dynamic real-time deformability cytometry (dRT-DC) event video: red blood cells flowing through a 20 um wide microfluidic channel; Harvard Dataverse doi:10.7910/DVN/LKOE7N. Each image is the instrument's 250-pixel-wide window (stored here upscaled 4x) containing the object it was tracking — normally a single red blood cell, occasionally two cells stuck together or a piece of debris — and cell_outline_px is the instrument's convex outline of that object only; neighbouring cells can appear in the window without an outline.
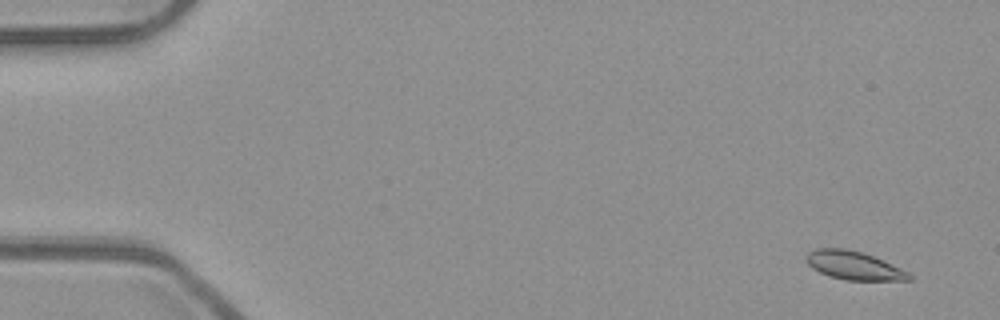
{"species": "common noctule bat (a hibernating species)", "species_latin": "Nyctalus noctula", "temperature_condition": "room temperature", "stored_images_in_passage": 54, "camera_frame_rate_fps": 3000, "um_per_image_px": 0.085, "animal": {"sex": "male", "body_mass_g": 23.1, "forearm_length_mm": 52.7}, "frame": {"image": 1, "passage_image": 4, "time_ms": 1.0, "image_size_px": [1000, 320], "cell_outline_px": [[916, 280], [844, 280], [828, 276], [812, 268], [804, 260], [804, 256], [808, 252], [816, 248], [848, 248], [872, 256], [900, 268], [908, 272]], "centroid_in_image_um": [72.53, 22.57], "position_along_channel_um": 12.5, "area_um2": 17.11}}
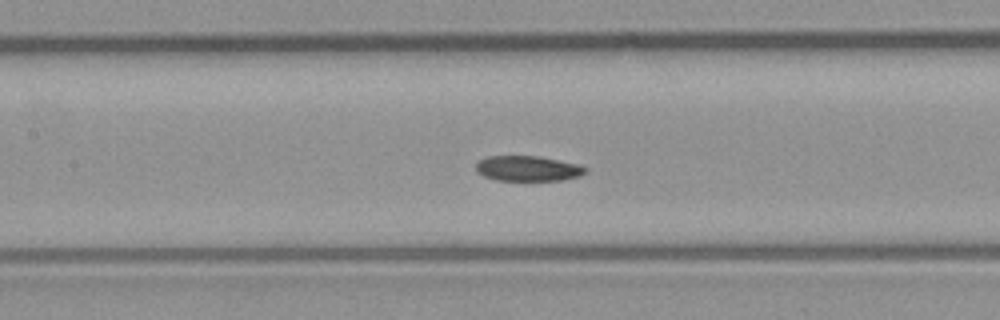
{"frame": {"image": 2, "passage_image": 26, "time_ms": 8.333, "image_size_px": [1000, 320], "cell_outline_px": [[588, 172], [580, 176], [564, 180], [496, 180], [484, 176], [476, 172], [476, 164], [480, 160], [488, 156], [536, 156], [576, 164], [588, 168]], "centroid_in_image_um": [44.87, 14.33], "position_along_channel_um": 162.5, "area_um2": 16.01}}
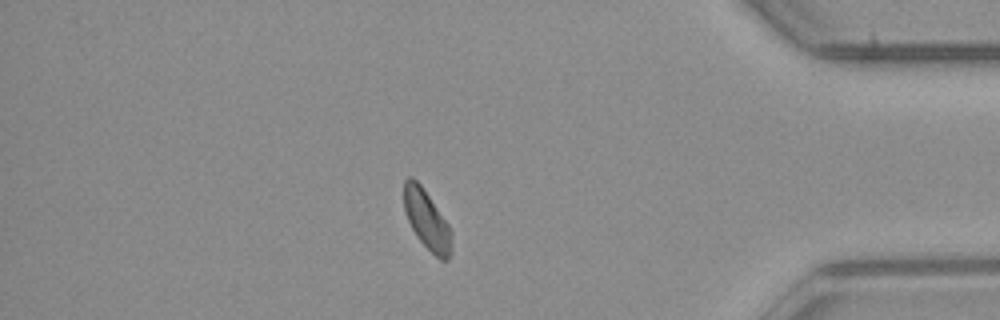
{"frame": {"image": 3, "passage_image": 47, "time_ms": 15.333, "image_size_px": [1000, 320], "cell_outline_px": [[452, 252], [448, 260], [440, 260], [416, 236], [408, 220], [404, 208], [404, 180], [408, 176], [412, 176], [420, 184], [448, 224], [452, 232]], "centroid_in_image_um": [36.29, 18.7], "position_along_channel_um": 398.9, "area_um2": 16.3}, "authors_computed_cell_mechanics": {"area_um2": 16.9354, "velocity_mm_per_s": 3.8963, "shape_relaxation_time_tau1_ms": 6.4636, "shape_relaxation_time_tau2_ms": null, "deformation_change_tau1": 0.115, "deformation_change_tau2": null}}